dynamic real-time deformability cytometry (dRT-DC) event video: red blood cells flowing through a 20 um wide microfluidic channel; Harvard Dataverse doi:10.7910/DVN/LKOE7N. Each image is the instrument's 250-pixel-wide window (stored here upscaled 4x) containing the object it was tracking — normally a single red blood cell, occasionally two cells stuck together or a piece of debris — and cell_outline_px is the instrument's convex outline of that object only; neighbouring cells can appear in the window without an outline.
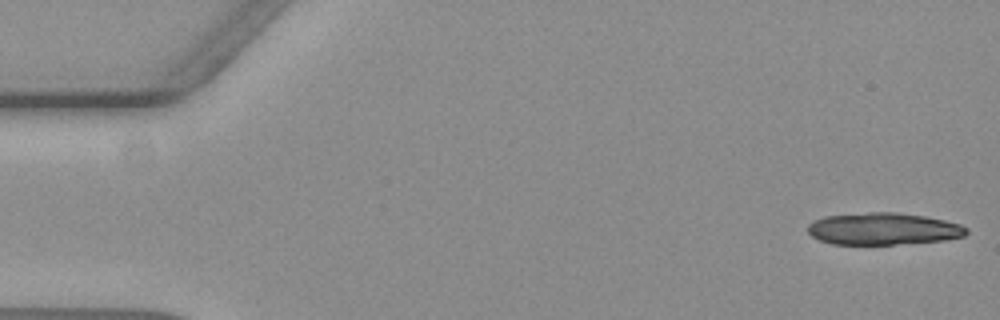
{"species": "common noctule bat (a hibernating species)", "species_latin": "Nyctalus noctula", "temperature_condition": "warm", "stored_images_in_passage": 16, "camera_frame_rate_fps": 3000, "um_per_image_px": 0.085, "animal": {"sex": "female", "body_mass_g": 19.3, "forearm_length_mm": 54.1}, "frame": {"image": 1, "passage_image": 1, "time_ms": 0.0, "image_size_px": [1000, 320], "cell_outline_px": [[968, 232], [964, 236], [944, 240], [892, 244], [832, 244], [820, 240], [812, 236], [808, 232], [808, 224], [824, 216], [872, 212], [896, 212], [924, 216], [944, 220], [960, 224], [968, 228]], "centroid_in_image_um": [75.08, 19.44], "position_along_channel_um": 9.9, "area_um2": 29.42}}